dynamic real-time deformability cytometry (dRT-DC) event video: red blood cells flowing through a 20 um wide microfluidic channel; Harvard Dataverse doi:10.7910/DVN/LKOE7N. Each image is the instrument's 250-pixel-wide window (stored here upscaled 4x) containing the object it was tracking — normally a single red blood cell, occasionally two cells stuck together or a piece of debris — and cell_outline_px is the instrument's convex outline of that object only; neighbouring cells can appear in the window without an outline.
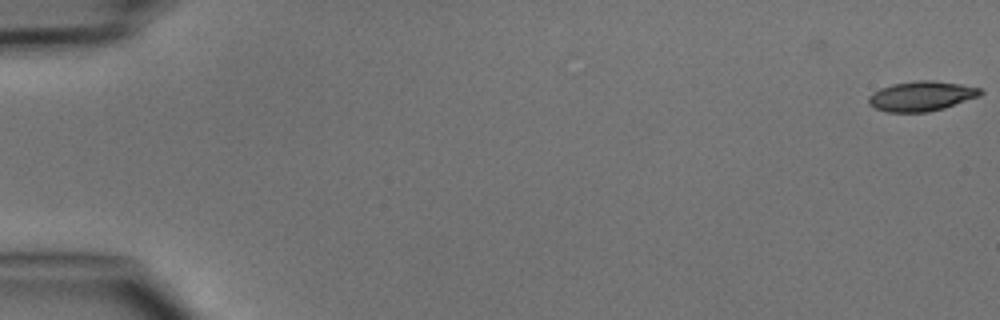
{"species": "common noctule bat (a hibernating species)", "species_latin": "Nyctalus noctula", "temperature_condition": "cold", "stored_images_in_passage": 5, "camera_frame_rate_fps": 3000, "um_per_image_px": 0.085, "animal": {"sex": "male", "body_mass_g": 15.6}, "frame": {"image": 1, "passage_image": 1, "time_ms": 0.0, "image_size_px": [1000, 320], "cell_outline_px": [[984, 92], [980, 96], [944, 108], [928, 112], [888, 112], [876, 108], [868, 104], [868, 96], [872, 92], [880, 88], [892, 84], [916, 80], [932, 80], [960, 84], [980, 88]], "centroid_in_image_um": [78.31, 8.16], "position_along_channel_um": 6.7, "area_um2": 19.54}}
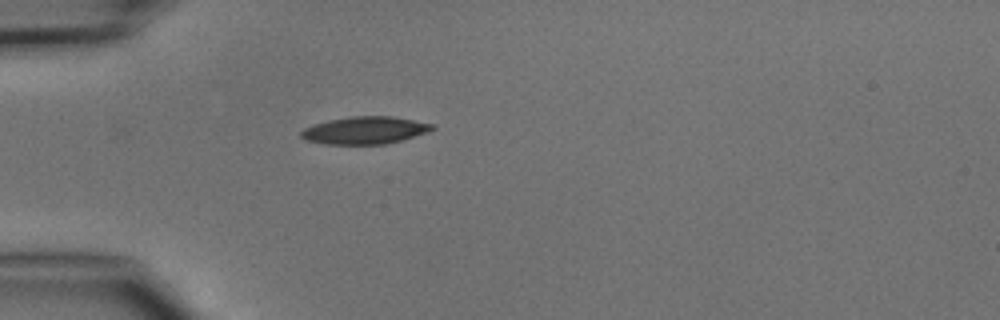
{"frame": {"image": 2, "passage_image": 5, "time_ms": 4.667, "image_size_px": [1000, 320], "cell_outline_px": [[436, 128], [428, 132], [388, 144], [324, 144], [308, 140], [300, 136], [300, 132], [304, 128], [328, 120], [352, 116], [392, 116], [436, 124]], "centroid_in_image_um": [31.07, 11.07], "position_along_channel_um": 53.9, "area_um2": 20.98}}